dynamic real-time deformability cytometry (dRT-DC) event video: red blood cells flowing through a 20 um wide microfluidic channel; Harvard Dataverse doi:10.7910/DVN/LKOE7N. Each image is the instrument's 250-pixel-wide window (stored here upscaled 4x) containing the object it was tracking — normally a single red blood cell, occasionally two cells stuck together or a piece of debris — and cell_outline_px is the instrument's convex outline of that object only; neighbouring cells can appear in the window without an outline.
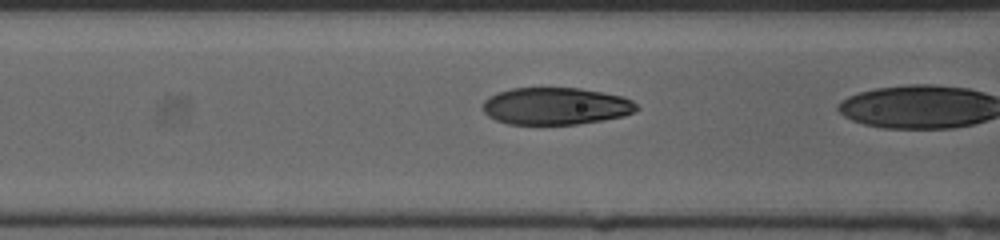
{"species": "human", "species_latin": "Homo sapiens", "temperature_condition": "cold", "stored_images_in_passage": 23, "segment_of_instrument_passage": [2, 2], "camera_frame_rate_fps": 3000, "um_per_image_px": 0.085, "donor": {"sex": "female"}, "frame": {"image": 1, "passage_image": 22, "time_ms": 7.0, "image_size_px": [1000, 240], "cell_outline_px": [[640, 108], [636, 112], [624, 116], [604, 120], [576, 124], [508, 124], [496, 120], [488, 116], [484, 112], [484, 100], [488, 96], [496, 92], [512, 88], [580, 88], [624, 96], [632, 100]], "centroid_in_image_um": [47.27, 9.01], "position_along_channel_um": 119.3, "area_um2": 33.58}}